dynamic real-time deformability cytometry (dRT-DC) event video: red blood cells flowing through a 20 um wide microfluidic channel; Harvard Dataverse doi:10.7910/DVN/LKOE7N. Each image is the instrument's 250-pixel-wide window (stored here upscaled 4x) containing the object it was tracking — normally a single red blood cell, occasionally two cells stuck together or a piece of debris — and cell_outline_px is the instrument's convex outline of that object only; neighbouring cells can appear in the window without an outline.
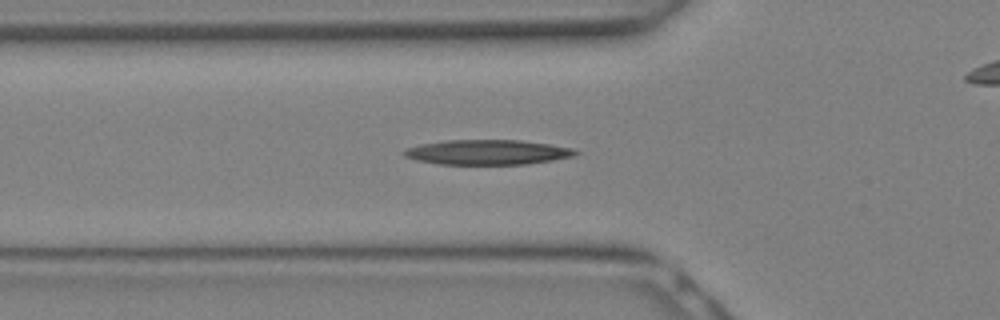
{"species": "Egyptian fruit bat (a non-hibernating species)", "species_latin": "Rousettus aegyptiacus", "temperature_condition": "warm", "stored_images_in_passage": 22, "camera_frame_rate_fps": 3000, "um_per_image_px": 0.085, "animal": {"sex": "female"}, "frame": {"image": 1, "passage_image": 5, "time_ms": 1.333, "image_size_px": [1000, 320], "cell_outline_px": [[580, 152], [576, 156], [552, 160], [524, 164], [440, 164], [416, 160], [404, 156], [400, 152], [404, 148], [420, 144], [448, 140], [520, 140], [548, 144], [572, 148]], "centroid_in_image_um": [41.4, 12.93], "position_along_channel_um": 84.4, "area_um2": 24.91}}
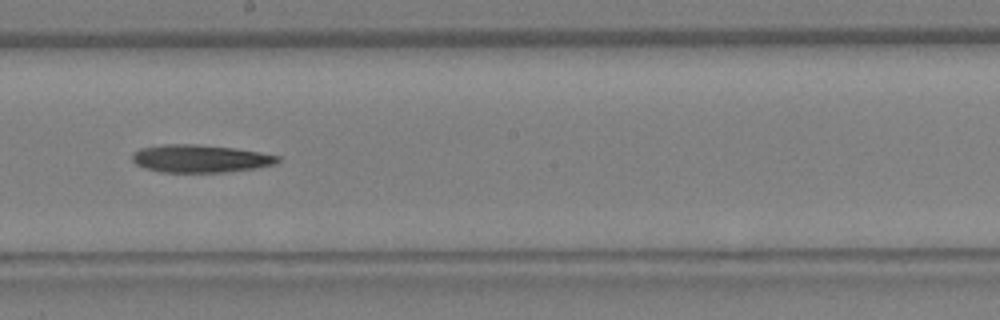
{"frame": {"image": 2, "passage_image": 11, "time_ms": 3.333, "image_size_px": [1000, 320], "cell_outline_px": [[280, 160], [276, 164], [256, 168], [224, 172], [164, 172], [144, 168], [136, 164], [132, 160], [132, 152], [140, 148], [160, 144], [196, 144], [236, 148], [260, 152], [280, 156]], "centroid_in_image_um": [17.01, 13.47], "position_along_channel_um": 231.2, "area_um2": 23.7}}
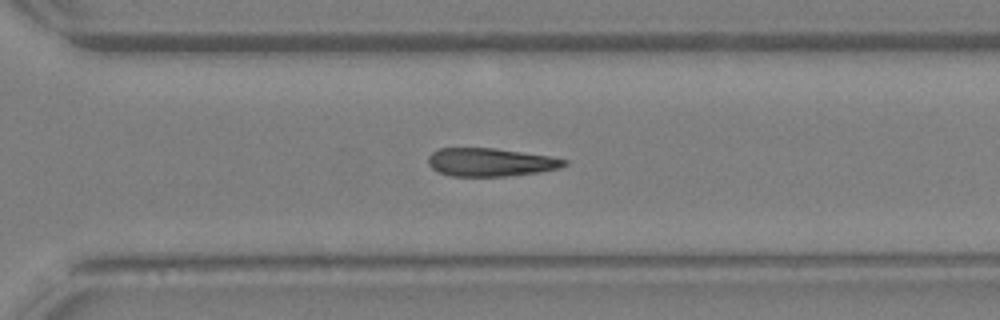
{"frame": {"image": 3, "passage_image": 15, "time_ms": 4.667, "image_size_px": [1000, 320], "cell_outline_px": [[568, 164], [560, 168], [540, 172], [508, 176], [452, 176], [440, 172], [432, 168], [428, 164], [428, 156], [432, 152], [440, 148], [496, 148], [552, 156], [568, 160]], "centroid_in_image_um": [41.73, 13.78], "position_along_channel_um": 328.9, "area_um2": 22.54}}